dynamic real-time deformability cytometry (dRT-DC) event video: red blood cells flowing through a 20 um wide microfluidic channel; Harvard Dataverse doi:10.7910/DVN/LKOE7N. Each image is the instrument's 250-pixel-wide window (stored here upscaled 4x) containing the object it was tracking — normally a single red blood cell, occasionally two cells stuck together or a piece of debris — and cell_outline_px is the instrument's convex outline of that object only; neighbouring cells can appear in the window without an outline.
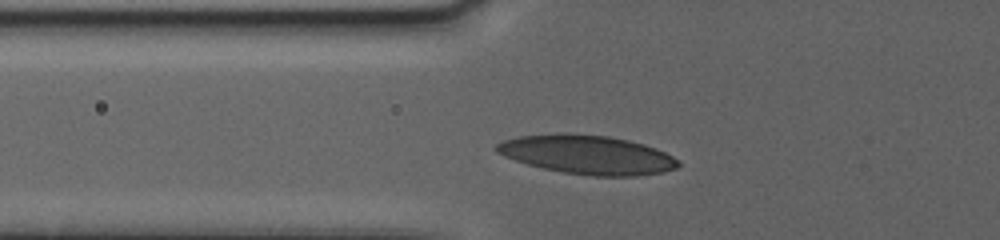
{"species": "human", "species_latin": "Homo sapiens", "temperature_condition": "warm", "stored_images_in_passage": 10, "camera_frame_rate_fps": 3000, "um_per_image_px": 0.085, "donor": {"sex": "female"}, "frame": {"image": 1, "passage_image": 7, "time_ms": 4.333, "image_size_px": [1000, 240], "cell_outline_px": [[680, 164], [676, 168], [660, 172], [636, 176], [592, 176], [564, 172], [544, 168], [528, 164], [504, 156], [496, 152], [492, 148], [496, 144], [504, 140], [520, 136], [560, 132], [568, 132], [608, 136], [628, 140], [644, 144], [656, 148], [672, 156]], "centroid_in_image_um": [49.88, 13.13], "position_along_channel_um": 75.9, "area_um2": 41.21}}
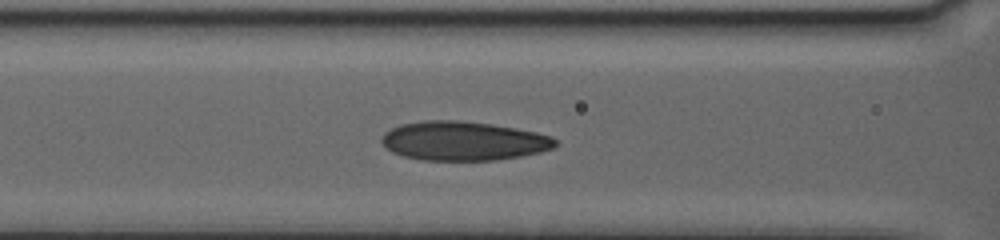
{"frame": {"image": 2, "passage_image": 10, "time_ms": 6.0, "image_size_px": [1000, 240], "cell_outline_px": [[556, 144], [552, 148], [540, 152], [520, 156], [496, 160], [424, 160], [400, 156], [392, 152], [380, 140], [384, 132], [400, 124], [424, 120], [456, 120], [488, 124], [516, 128], [536, 132], [552, 136], [556, 140]], "centroid_in_image_um": [39.36, 11.98], "position_along_channel_um": 127.2, "area_um2": 39.48}}